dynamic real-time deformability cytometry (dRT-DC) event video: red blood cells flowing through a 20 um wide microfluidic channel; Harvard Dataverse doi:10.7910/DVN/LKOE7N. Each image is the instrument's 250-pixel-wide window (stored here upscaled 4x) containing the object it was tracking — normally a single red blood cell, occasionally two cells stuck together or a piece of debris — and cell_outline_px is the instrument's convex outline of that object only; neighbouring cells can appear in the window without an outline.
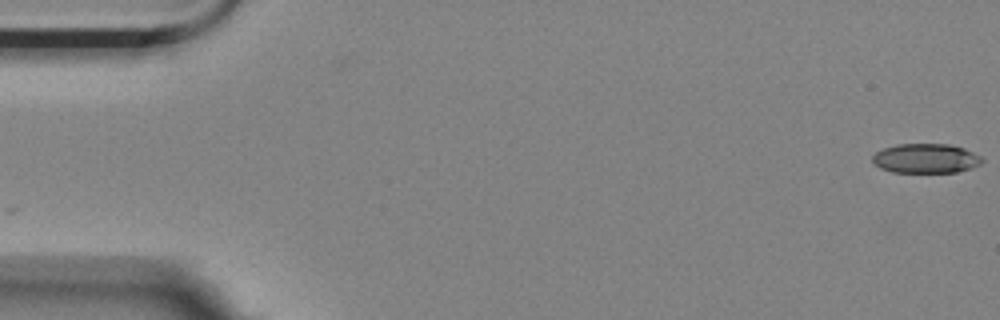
{"species": "Egyptian fruit bat (a non-hibernating species)", "species_latin": "Rousettus aegyptiacus", "temperature_condition": "room temperature", "stored_images_in_passage": 15, "camera_frame_rate_fps": 3000, "um_per_image_px": 0.085, "animal": {"sex": "female"}, "frame": {"image": 1, "passage_image": 1, "time_ms": 0.0, "image_size_px": [1000, 320], "cell_outline_px": [[984, 160], [980, 164], [972, 168], [956, 172], [892, 172], [880, 168], [872, 160], [872, 156], [876, 152], [884, 148], [896, 144], [948, 144], [964, 148], [980, 156]], "centroid_in_image_um": [78.69, 13.46], "position_along_channel_um": 6.3, "area_um2": 18.79}}
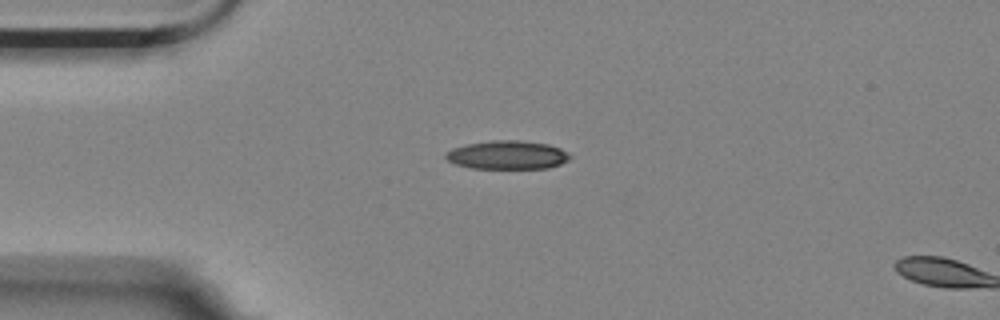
{"frame": {"image": 2, "passage_image": 14, "time_ms": 4.333, "image_size_px": [1000, 320], "cell_outline_px": [[572, 156], [568, 160], [560, 164], [548, 168], [472, 168], [456, 164], [448, 160], [444, 156], [444, 152], [452, 148], [468, 144], [492, 140], [520, 140], [548, 144], [560, 148]], "centroid_in_image_um": [43.12, 13.16], "position_along_channel_um": 41.9, "area_um2": 20.63}}